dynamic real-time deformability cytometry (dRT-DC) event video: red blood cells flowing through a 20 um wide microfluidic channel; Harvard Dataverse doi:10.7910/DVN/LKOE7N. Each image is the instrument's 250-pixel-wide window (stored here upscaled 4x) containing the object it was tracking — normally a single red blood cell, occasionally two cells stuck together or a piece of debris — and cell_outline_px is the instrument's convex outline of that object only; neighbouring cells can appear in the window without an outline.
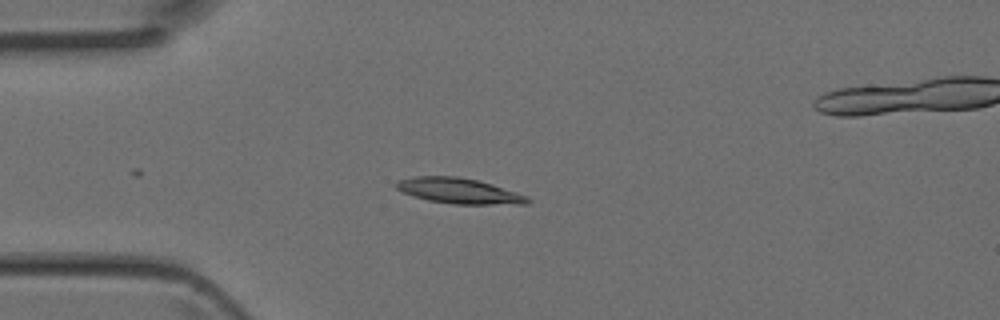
{"species": "Egyptian fruit bat (a non-hibernating species)", "species_latin": "Rousettus aegyptiacus", "temperature_condition": "room temperature", "stored_images_in_passage": 4, "camera_frame_rate_fps": 3000, "um_per_image_px": 0.085, "animal": {"sex": "female"}, "frame": {"image": 1, "passage_image": 3, "time_ms": 0.667, "image_size_px": [1000, 320], "cell_outline_px": [[532, 200], [528, 204], [452, 204], [428, 200], [404, 192], [396, 188], [392, 184], [396, 180], [416, 176], [456, 176], [476, 180], [492, 184], [528, 196]], "centroid_in_image_um": [39.01, 16.22], "position_along_channel_um": 46.0, "area_um2": 19.48}}